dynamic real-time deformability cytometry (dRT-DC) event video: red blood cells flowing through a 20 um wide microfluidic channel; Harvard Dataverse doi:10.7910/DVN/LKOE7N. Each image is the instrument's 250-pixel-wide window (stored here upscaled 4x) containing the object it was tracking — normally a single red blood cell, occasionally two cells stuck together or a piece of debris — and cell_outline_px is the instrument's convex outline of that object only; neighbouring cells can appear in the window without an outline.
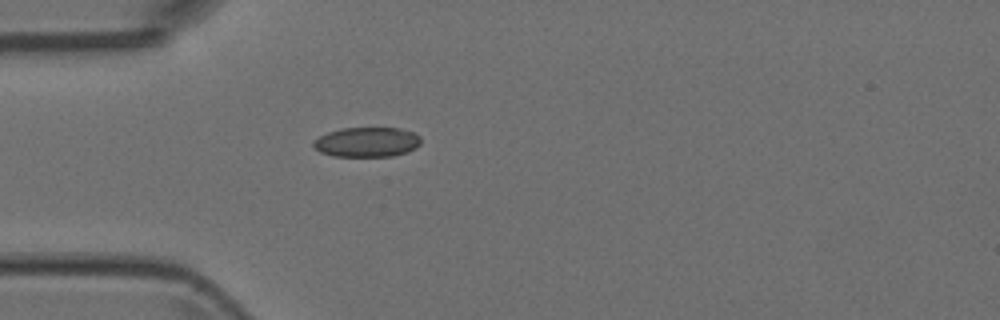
{"species": "Egyptian fruit bat (a non-hibernating species)", "species_latin": "Rousettus aegyptiacus", "temperature_condition": "room temperature", "stored_images_in_passage": 1, "camera_frame_rate_fps": 3000, "um_per_image_px": 0.085, "animal": {"sex": "female"}, "frame": {"image": 1, "passage_image": 1, "time_ms": 0.0, "image_size_px": [1000, 320], "cell_outline_px": [[420, 144], [416, 148], [408, 152], [392, 156], [332, 156], [320, 152], [312, 144], [312, 140], [328, 132], [344, 128], [400, 128], [412, 132], [420, 136]], "centroid_in_image_um": [31.19, 12.08], "position_along_channel_um": 53.8, "area_um2": 18.67}}